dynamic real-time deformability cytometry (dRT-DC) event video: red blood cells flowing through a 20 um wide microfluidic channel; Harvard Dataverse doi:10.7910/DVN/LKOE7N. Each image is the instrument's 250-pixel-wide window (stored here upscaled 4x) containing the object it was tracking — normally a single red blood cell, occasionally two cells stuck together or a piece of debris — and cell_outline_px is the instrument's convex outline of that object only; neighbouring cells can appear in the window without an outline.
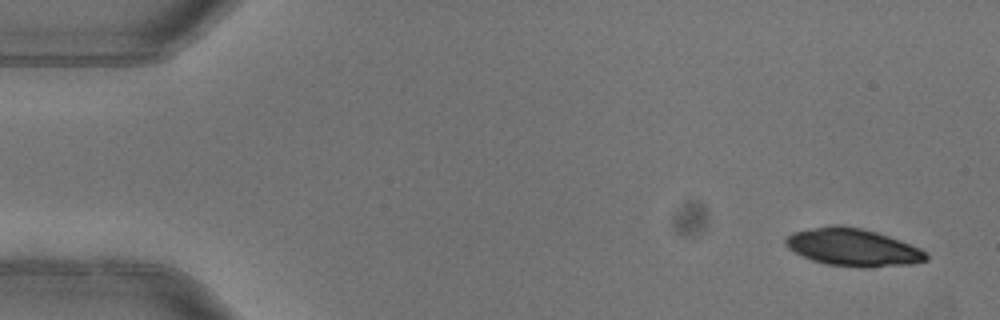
{"species": "common noctule bat (a hibernating species)", "species_latin": "Nyctalus noctula", "temperature_condition": "warm", "stored_images_in_passage": 4, "camera_frame_rate_fps": 3000, "um_per_image_px": 0.085, "animal": {"sex": "female"}, "frame": {"image": 1, "passage_image": 1, "time_ms": 0.0, "image_size_px": [1000, 320], "cell_outline_px": [[928, 260], [912, 264], [872, 268], [860, 268], [828, 264], [812, 260], [800, 256], [788, 248], [784, 244], [784, 240], [792, 232], [832, 224], [840, 224], [860, 228], [876, 232], [900, 240], [920, 248], [928, 256]], "centroid_in_image_um": [72.48, 21.03], "position_along_channel_um": 12.5, "area_um2": 31.04}}
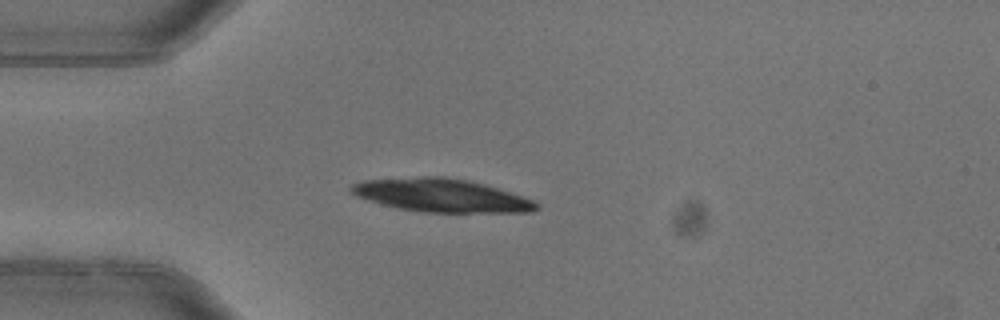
{"frame": {"image": 2, "passage_image": 4, "time_ms": 1.0, "image_size_px": [1000, 320], "cell_outline_px": [[540, 208], [532, 212], [424, 212], [396, 208], [380, 204], [356, 196], [348, 188], [352, 184], [364, 180], [424, 176], [440, 176], [464, 180], [484, 184], [536, 200], [540, 204]], "centroid_in_image_um": [37.53, 16.61], "position_along_channel_um": 47.5, "area_um2": 35.84}}